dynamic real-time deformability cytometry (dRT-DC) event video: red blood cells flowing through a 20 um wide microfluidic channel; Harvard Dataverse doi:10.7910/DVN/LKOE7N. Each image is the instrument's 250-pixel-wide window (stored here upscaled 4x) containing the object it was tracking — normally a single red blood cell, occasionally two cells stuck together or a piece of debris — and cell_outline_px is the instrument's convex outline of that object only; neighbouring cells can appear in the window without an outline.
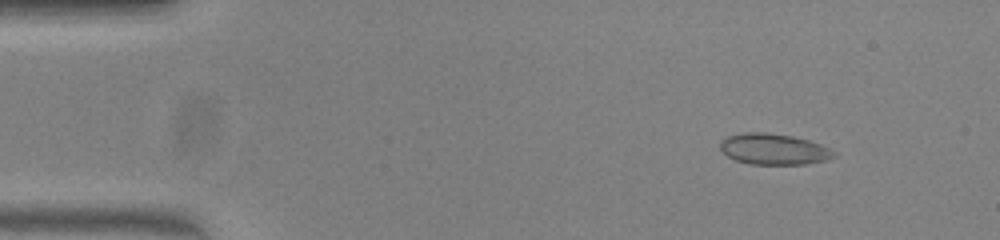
{"species": "common noctule bat (a hibernating species)", "species_latin": "Nyctalus noctula", "temperature_condition": "warm", "stored_images_in_passage": 51, "camera_frame_rate_fps": 3000, "um_per_image_px": 0.085, "animal": {"sex": "female", "body_mass_g": 23.0, "forearm_length_mm": 53.4}, "frame": {"image": 1, "passage_image": 6, "time_ms": 1.667, "image_size_px": [1000, 240], "cell_outline_px": [[836, 156], [824, 160], [808, 164], [748, 164], [736, 160], [728, 156], [720, 148], [720, 140], [728, 136], [744, 132], [764, 132], [792, 136], [808, 140], [820, 144], [836, 152]], "centroid_in_image_um": [65.76, 12.67], "position_along_channel_um": 19.2, "area_um2": 20.46}}
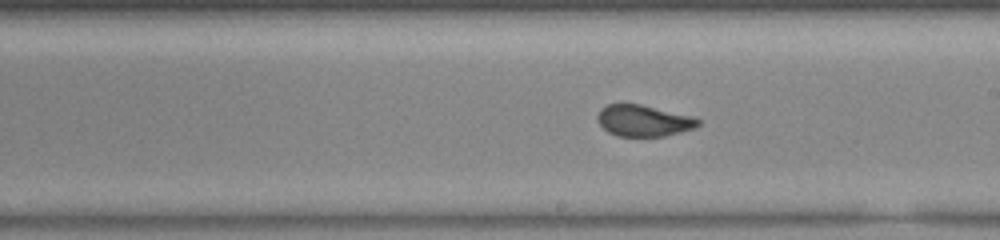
{"frame": {"image": 2, "passage_image": 29, "time_ms": 9.333, "image_size_px": [1000, 240], "cell_outline_px": [[700, 124], [696, 128], [664, 136], [616, 136], [608, 132], [596, 120], [596, 116], [600, 108], [608, 104], [640, 104], [692, 116], [700, 120]], "centroid_in_image_um": [54.68, 10.26], "position_along_channel_um": 234.3, "area_um2": 18.44}}
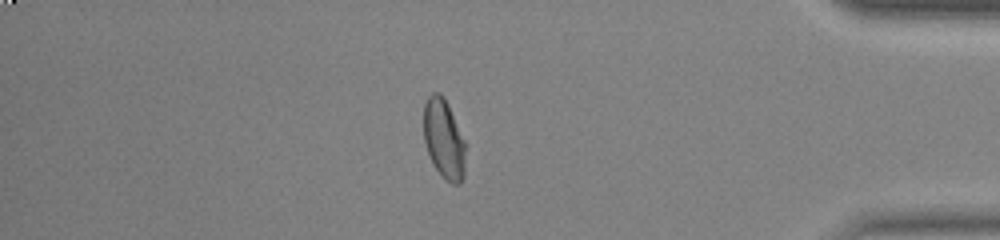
{"frame": {"image": 3, "passage_image": 44, "time_ms": 14.333, "image_size_px": [1000, 240], "cell_outline_px": [[464, 176], [460, 184], [452, 184], [436, 168], [428, 152], [424, 140], [424, 104], [428, 96], [432, 92], [440, 92], [444, 96], [448, 104], [464, 140]], "centroid_in_image_um": [37.72, 11.76], "position_along_channel_um": 397.5, "area_um2": 19.02}}